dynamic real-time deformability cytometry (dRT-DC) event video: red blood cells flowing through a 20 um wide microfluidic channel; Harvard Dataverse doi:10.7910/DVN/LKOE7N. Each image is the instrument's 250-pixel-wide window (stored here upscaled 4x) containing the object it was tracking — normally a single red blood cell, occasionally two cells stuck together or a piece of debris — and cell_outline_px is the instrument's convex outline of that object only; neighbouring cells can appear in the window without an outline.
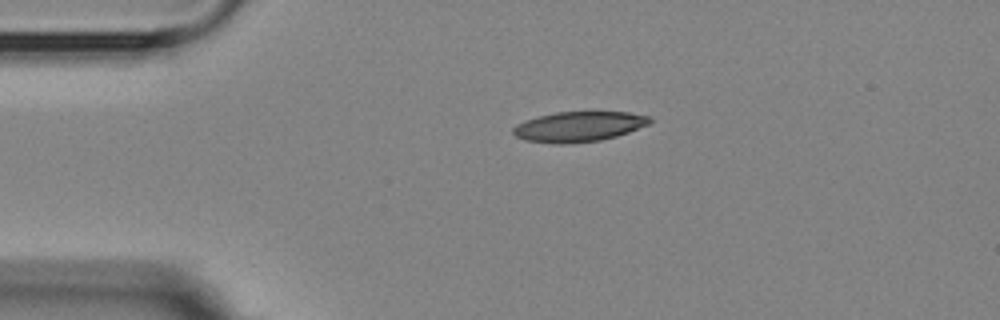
{"species": "Egyptian fruit bat (a non-hibernating species)", "species_latin": "Rousettus aegyptiacus", "temperature_condition": "room temperature", "stored_images_in_passage": 2, "camera_frame_rate_fps": 3000, "um_per_image_px": 0.085, "animal": {"sex": "female"}, "frame": {"image": 1, "passage_image": 1, "time_ms": 0.0, "image_size_px": [1000, 320], "cell_outline_px": [[652, 120], [648, 124], [628, 132], [616, 136], [600, 140], [564, 144], [556, 144], [524, 140], [516, 136], [512, 132], [512, 128], [516, 124], [524, 120], [556, 112], [628, 112], [648, 116]], "centroid_in_image_um": [49.15, 10.76], "position_along_channel_um": 35.9, "area_um2": 23.87}}